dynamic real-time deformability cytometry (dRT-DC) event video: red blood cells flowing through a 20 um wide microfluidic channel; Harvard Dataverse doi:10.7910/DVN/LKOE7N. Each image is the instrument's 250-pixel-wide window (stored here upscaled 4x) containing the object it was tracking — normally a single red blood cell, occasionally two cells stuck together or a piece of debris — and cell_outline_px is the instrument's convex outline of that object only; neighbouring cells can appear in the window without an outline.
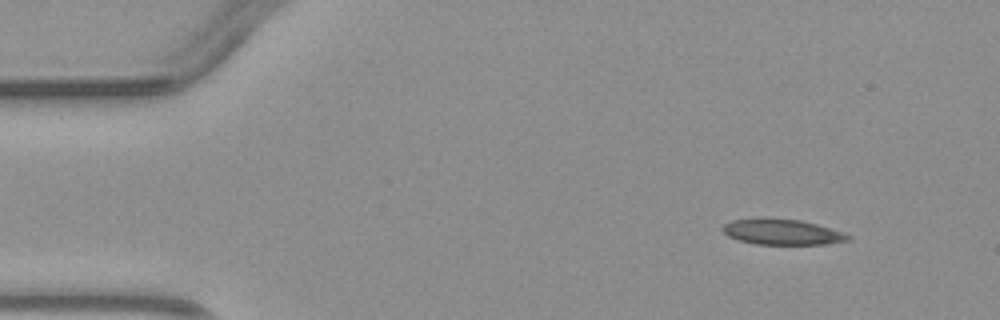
{"species": "common noctule bat (a hibernating species)", "species_latin": "Nyctalus noctula", "temperature_condition": "warm", "stored_images_in_passage": 3, "segment_of_instrument_passage": [2, 2], "camera_frame_rate_fps": 3000, "um_per_image_px": 0.085, "animal": {"sex": "male", "body_mass_g": 23.1, "forearm_length_mm": 52.7}, "frame": {"image": 1, "passage_image": 3, "time_ms": 3.333, "image_size_px": [1000, 320], "cell_outline_px": [[852, 240], [828, 244], [756, 244], [740, 240], [728, 236], [720, 228], [724, 224], [732, 220], [760, 216], [764, 216], [800, 220], [816, 224], [844, 232], [852, 236]], "centroid_in_image_um": [66.48, 19.69], "position_along_channel_um": 18.5, "area_um2": 19.19}}